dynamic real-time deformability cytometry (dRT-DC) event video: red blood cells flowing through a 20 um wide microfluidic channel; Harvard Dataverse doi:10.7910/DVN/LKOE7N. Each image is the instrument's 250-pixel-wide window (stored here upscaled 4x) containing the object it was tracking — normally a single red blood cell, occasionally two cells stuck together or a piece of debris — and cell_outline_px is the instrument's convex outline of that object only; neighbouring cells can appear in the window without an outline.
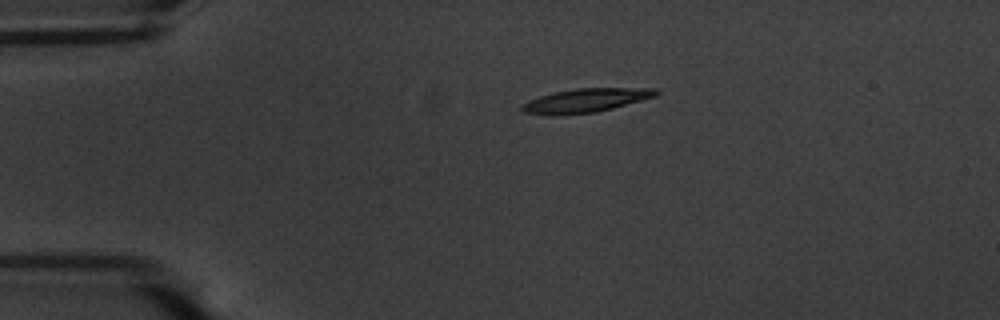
{"species": "common noctule bat (a hibernating species)", "species_latin": "Nyctalus noctula", "temperature_condition": "warm", "stored_images_in_passage": 45, "camera_frame_rate_fps": 3000, "um_per_image_px": 0.085, "animal": {"sex": "male", "body_mass_g": 20.1, "forearm_length_mm": 53.5}, "frame": {"image": 1, "passage_image": 1, "time_ms": 0.0, "image_size_px": [1000, 320], "cell_outline_px": [[660, 92], [656, 96], [612, 108], [596, 112], [552, 116], [548, 116], [524, 112], [520, 108], [524, 104], [540, 96], [556, 92], [576, 88], [656, 88]], "centroid_in_image_um": [49.8, 8.54], "position_along_channel_um": 35.2, "area_um2": 18.44}}
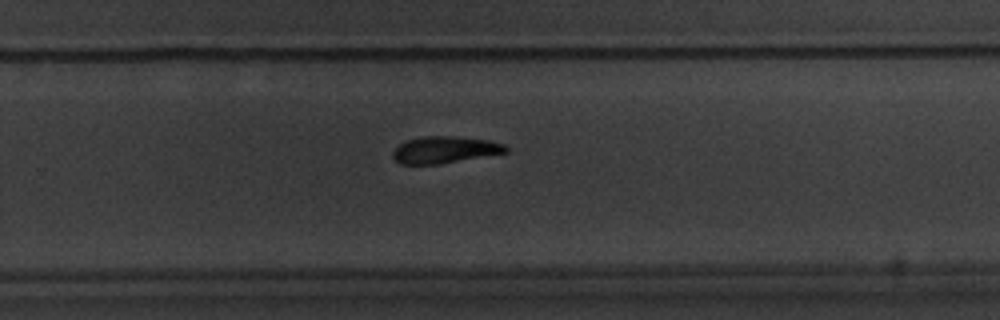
{"frame": {"image": 2, "passage_image": 26, "time_ms": 8.333, "image_size_px": [1000, 320], "cell_outline_px": [[508, 152], [436, 164], [400, 164], [392, 156], [392, 152], [400, 144], [408, 140], [424, 136], [452, 136], [488, 140], [504, 144], [508, 148]], "centroid_in_image_um": [37.79, 12.73], "position_along_channel_um": 292.0, "area_um2": 17.34}}
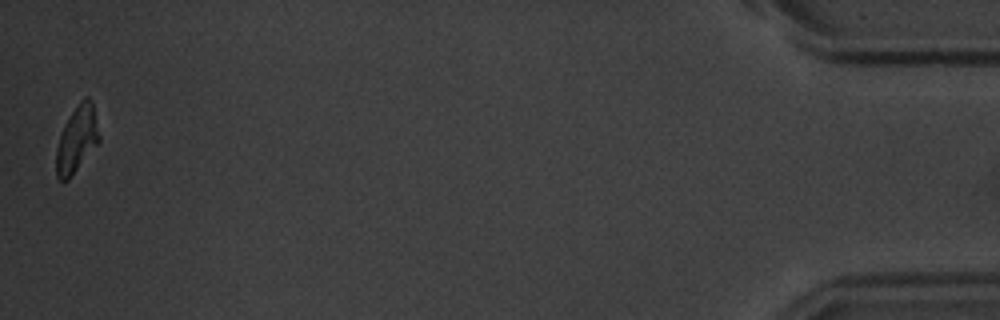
{"frame": {"image": 3, "passage_image": 45, "time_ms": 14.667, "image_size_px": [1000, 320], "cell_outline_px": [[100, 140], [68, 180], [60, 180], [56, 176], [56, 148], [64, 124], [80, 100], [84, 96], [88, 96], [92, 100], [100, 136]], "centroid_in_image_um": [6.53, 11.81], "position_along_channel_um": 428.7, "area_um2": 16.47}, "authors_computed_cell_mechanics": {"area_um2": 18.207, "velocity_mm_per_s": 3.5734, "shape_relaxation_time_tau1_ms": 6.1944, "shape_relaxation_time_tau2_ms": null, "deformation_change_tau1": 0.2052, "deformation_change_tau2": null}}